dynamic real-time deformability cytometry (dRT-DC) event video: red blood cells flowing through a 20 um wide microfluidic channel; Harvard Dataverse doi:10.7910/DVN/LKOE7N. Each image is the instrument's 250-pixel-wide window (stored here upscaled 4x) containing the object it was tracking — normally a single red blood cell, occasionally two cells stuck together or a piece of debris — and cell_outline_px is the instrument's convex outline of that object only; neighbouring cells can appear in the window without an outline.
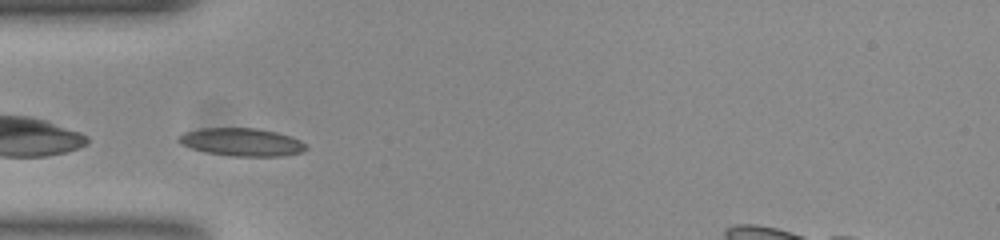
{"species": "common noctule bat (a hibernating species)", "species_latin": "Nyctalus noctula", "temperature_condition": "room temperature", "stored_images_in_passage": 39, "camera_frame_rate_fps": 3000, "um_per_image_px": 0.085, "animal": {"sex": "female", "body_mass_g": 23.0, "forearm_length_mm": 53.4}, "frame": {"image": 1, "passage_image": 1, "time_ms": 0.0, "image_size_px": [1000, 240], "cell_outline_px": [[308, 148], [300, 152], [280, 156], [232, 156], [208, 152], [192, 148], [180, 144], [176, 140], [176, 136], [184, 132], [200, 128], [256, 128], [276, 132], [300, 140]], "centroid_in_image_um": [20.48, 12.07], "position_along_channel_um": 64.5, "area_um2": 20.58}}